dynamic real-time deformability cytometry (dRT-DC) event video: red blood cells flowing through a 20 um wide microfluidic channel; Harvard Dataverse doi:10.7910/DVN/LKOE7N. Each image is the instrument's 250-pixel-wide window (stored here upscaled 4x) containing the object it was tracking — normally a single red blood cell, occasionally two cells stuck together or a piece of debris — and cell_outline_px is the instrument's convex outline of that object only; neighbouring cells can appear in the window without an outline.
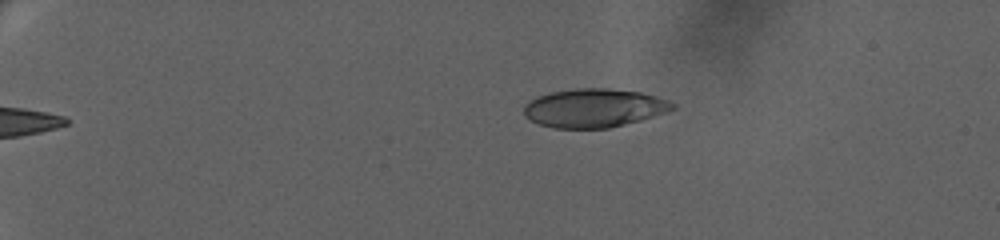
{"species": "human", "species_latin": "Homo sapiens", "temperature_condition": "warm", "stored_images_in_passage": 52, "camera_frame_rate_fps": 3000, "um_per_image_px": 0.085, "donor": {"sex": "female"}, "frame": {"image": 1, "passage_image": 1, "time_ms": 0.0, "image_size_px": [1000, 240], "cell_outline_px": [[676, 108], [640, 120], [608, 128], [552, 128], [540, 124], [524, 116], [524, 104], [528, 100], [536, 96], [552, 92], [576, 88], [608, 88], [640, 92], [656, 96], [668, 100], [676, 104]], "centroid_in_image_um": [50.46, 9.17], "position_along_channel_um": 34.5, "area_um2": 33.41}}
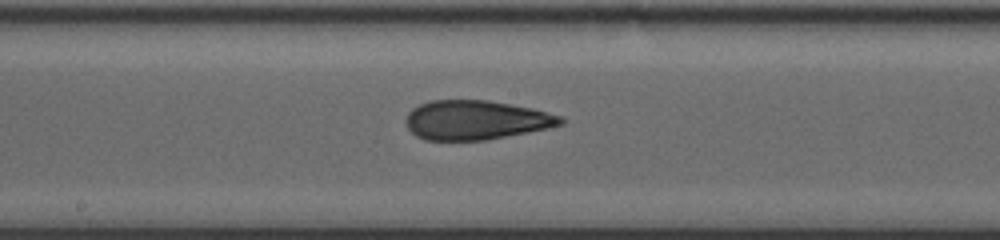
{"frame": {"image": 2, "passage_image": 26, "time_ms": 8.333, "image_size_px": [1000, 240], "cell_outline_px": [[564, 124], [548, 128], [484, 140], [424, 140], [416, 136], [408, 128], [404, 120], [408, 112], [412, 108], [428, 100], [488, 100], [532, 108], [560, 116], [564, 120]], "centroid_in_image_um": [40.4, 10.2], "position_along_channel_um": 207.8, "area_um2": 35.37}}
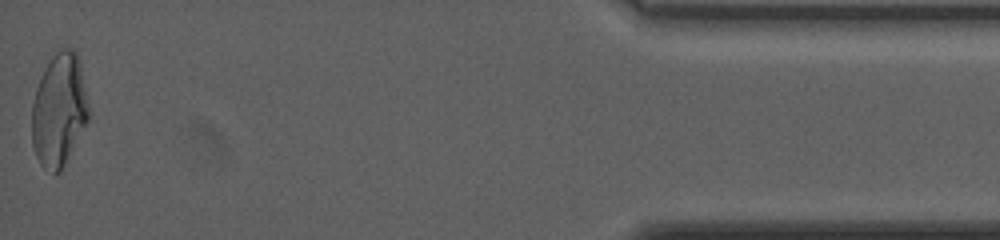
{"frame": {"image": 3, "passage_image": 52, "time_ms": 17.0, "image_size_px": [1000, 240], "cell_outline_px": [[88, 120], [60, 172], [52, 172], [44, 168], [40, 164], [36, 156], [32, 144], [32, 104], [36, 88], [44, 68], [56, 52], [64, 48], [72, 48], [76, 52], [80, 60], [88, 104]], "centroid_in_image_um": [5.01, 9.34], "position_along_channel_um": 430.2, "area_um2": 37.11}, "authors_computed_cell_mechanics": {"area_um2": 35.7204, "velocity_mm_per_s": 3.3237, "shape_relaxation_time_tau1_ms": 10.6929, "shape_relaxation_time_tau2_ms": 1.6187, "deformation_change_tau1": 0.281, "deformation_change_tau2": 0.0888}}